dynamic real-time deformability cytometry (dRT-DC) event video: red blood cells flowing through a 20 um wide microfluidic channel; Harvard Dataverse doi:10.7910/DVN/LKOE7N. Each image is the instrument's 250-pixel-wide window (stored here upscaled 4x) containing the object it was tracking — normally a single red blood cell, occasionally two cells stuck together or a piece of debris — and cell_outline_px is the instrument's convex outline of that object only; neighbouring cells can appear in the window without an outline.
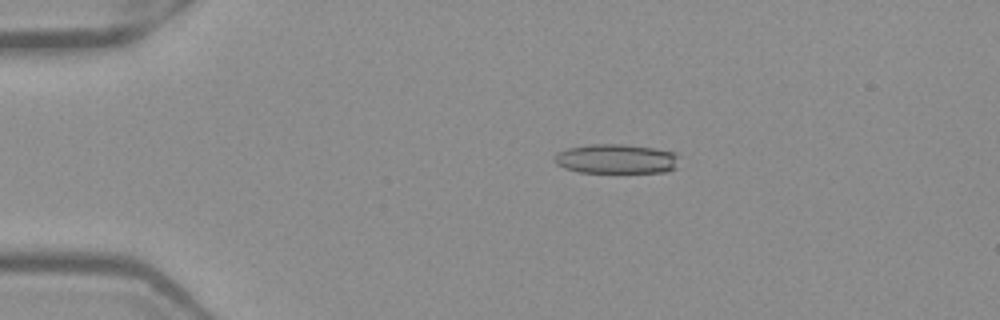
{"species": "Egyptian fruit bat (a non-hibernating species)", "species_latin": "Rousettus aegyptiacus", "temperature_condition": "warm", "stored_images_in_passage": 52, "camera_frame_rate_fps": 3000, "um_per_image_px": 0.085, "frame": {"image": 1, "passage_image": 11, "time_ms": 3.333, "image_size_px": [1000, 320], "cell_outline_px": [[680, 156], [676, 168], [664, 172], [580, 172], [564, 168], [556, 164], [556, 152], [568, 148], [588, 144], [624, 144], [652, 148], [676, 152]], "centroid_in_image_um": [52.41, 13.5], "position_along_channel_um": 32.6, "area_um2": 21.5}}
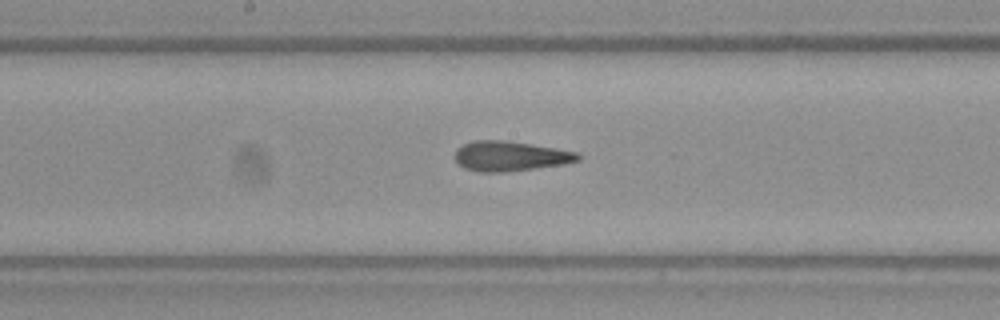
{"frame": {"image": 2, "passage_image": 28, "time_ms": 9.0, "image_size_px": [1000, 320], "cell_outline_px": [[580, 160], [564, 164], [508, 172], [476, 172], [464, 168], [456, 164], [452, 156], [456, 148], [472, 140], [504, 140], [556, 148], [580, 152]], "centroid_in_image_um": [43.31, 13.28], "position_along_channel_um": 204.9, "area_um2": 21.91}}
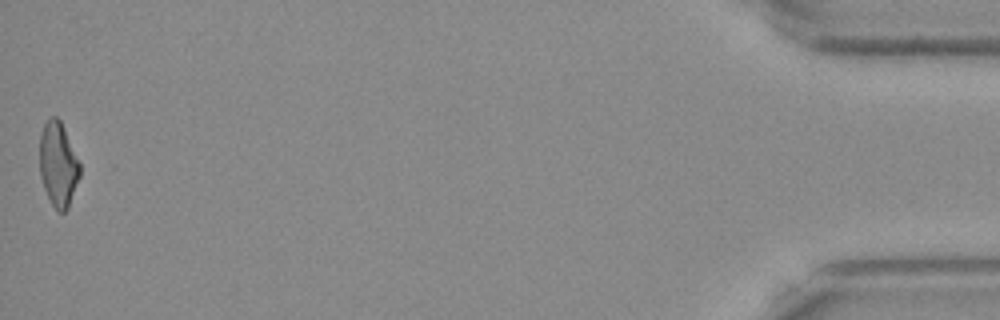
{"frame": {"image": 3, "passage_image": 52, "time_ms": 17.0, "image_size_px": [1000, 320], "cell_outline_px": [[80, 176], [68, 208], [64, 212], [56, 212], [44, 188], [40, 176], [40, 136], [44, 124], [52, 116], [56, 116], [60, 120], [64, 128], [80, 164]], "centroid_in_image_um": [4.94, 14.0], "position_along_channel_um": 430.3, "area_um2": 19.65}, "authors_computed_cell_mechanics": {"area_um2": 21.6172, "velocity_mm_per_s": 3.981, "shape_relaxation_time_tau1_ms": null, "shape_relaxation_time_tau2_ms": 2.221, "deformation_change_tau1": null, "deformation_change_tau2": 0.1235}}